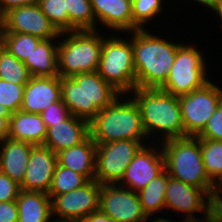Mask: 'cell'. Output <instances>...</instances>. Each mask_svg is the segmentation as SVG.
Here are the masks:
<instances>
[{"instance_id":"cell-24","label":"cell","mask_w":222,"mask_h":222,"mask_svg":"<svg viewBox=\"0 0 222 222\" xmlns=\"http://www.w3.org/2000/svg\"><path fill=\"white\" fill-rule=\"evenodd\" d=\"M55 39H42L30 57H27L23 62L27 66L31 76H59L57 62L58 45H56L58 42L56 43Z\"/></svg>"},{"instance_id":"cell-15","label":"cell","mask_w":222,"mask_h":222,"mask_svg":"<svg viewBox=\"0 0 222 222\" xmlns=\"http://www.w3.org/2000/svg\"><path fill=\"white\" fill-rule=\"evenodd\" d=\"M185 214L183 221H201L196 218V212H203L206 216V192L190 184L174 179L168 175L165 191V209ZM194 212V213H193Z\"/></svg>"},{"instance_id":"cell-28","label":"cell","mask_w":222,"mask_h":222,"mask_svg":"<svg viewBox=\"0 0 222 222\" xmlns=\"http://www.w3.org/2000/svg\"><path fill=\"white\" fill-rule=\"evenodd\" d=\"M31 77L27 66L0 44V79L26 85Z\"/></svg>"},{"instance_id":"cell-25","label":"cell","mask_w":222,"mask_h":222,"mask_svg":"<svg viewBox=\"0 0 222 222\" xmlns=\"http://www.w3.org/2000/svg\"><path fill=\"white\" fill-rule=\"evenodd\" d=\"M167 184L168 173L164 170L138 192L142 210L149 219L151 214L154 216V214H158V212L165 209V191Z\"/></svg>"},{"instance_id":"cell-39","label":"cell","mask_w":222,"mask_h":222,"mask_svg":"<svg viewBox=\"0 0 222 222\" xmlns=\"http://www.w3.org/2000/svg\"><path fill=\"white\" fill-rule=\"evenodd\" d=\"M38 2L39 0H0V14L3 16L13 8L34 5Z\"/></svg>"},{"instance_id":"cell-36","label":"cell","mask_w":222,"mask_h":222,"mask_svg":"<svg viewBox=\"0 0 222 222\" xmlns=\"http://www.w3.org/2000/svg\"><path fill=\"white\" fill-rule=\"evenodd\" d=\"M197 137L200 139L222 141V102Z\"/></svg>"},{"instance_id":"cell-10","label":"cell","mask_w":222,"mask_h":222,"mask_svg":"<svg viewBox=\"0 0 222 222\" xmlns=\"http://www.w3.org/2000/svg\"><path fill=\"white\" fill-rule=\"evenodd\" d=\"M144 145L131 140L97 144L94 179L100 184H118Z\"/></svg>"},{"instance_id":"cell-34","label":"cell","mask_w":222,"mask_h":222,"mask_svg":"<svg viewBox=\"0 0 222 222\" xmlns=\"http://www.w3.org/2000/svg\"><path fill=\"white\" fill-rule=\"evenodd\" d=\"M222 182L214 183V186L206 192V216L205 222H222Z\"/></svg>"},{"instance_id":"cell-17","label":"cell","mask_w":222,"mask_h":222,"mask_svg":"<svg viewBox=\"0 0 222 222\" xmlns=\"http://www.w3.org/2000/svg\"><path fill=\"white\" fill-rule=\"evenodd\" d=\"M62 99L60 76L31 77L24 87L22 111L40 114Z\"/></svg>"},{"instance_id":"cell-20","label":"cell","mask_w":222,"mask_h":222,"mask_svg":"<svg viewBox=\"0 0 222 222\" xmlns=\"http://www.w3.org/2000/svg\"><path fill=\"white\" fill-rule=\"evenodd\" d=\"M97 144L89 135L83 142L57 153L58 164L85 176L88 180L95 178Z\"/></svg>"},{"instance_id":"cell-44","label":"cell","mask_w":222,"mask_h":222,"mask_svg":"<svg viewBox=\"0 0 222 222\" xmlns=\"http://www.w3.org/2000/svg\"><path fill=\"white\" fill-rule=\"evenodd\" d=\"M151 221H152V222H172L170 219H168V217H167V219H166V218H163V217H162V218H161V217H160V218L158 217V218H156L155 220H154V219L152 220V218H151Z\"/></svg>"},{"instance_id":"cell-6","label":"cell","mask_w":222,"mask_h":222,"mask_svg":"<svg viewBox=\"0 0 222 222\" xmlns=\"http://www.w3.org/2000/svg\"><path fill=\"white\" fill-rule=\"evenodd\" d=\"M98 34L97 30L62 32L66 37L57 44L60 77L97 71L104 38Z\"/></svg>"},{"instance_id":"cell-33","label":"cell","mask_w":222,"mask_h":222,"mask_svg":"<svg viewBox=\"0 0 222 222\" xmlns=\"http://www.w3.org/2000/svg\"><path fill=\"white\" fill-rule=\"evenodd\" d=\"M25 85H18L0 79V104L12 113L21 110Z\"/></svg>"},{"instance_id":"cell-21","label":"cell","mask_w":222,"mask_h":222,"mask_svg":"<svg viewBox=\"0 0 222 222\" xmlns=\"http://www.w3.org/2000/svg\"><path fill=\"white\" fill-rule=\"evenodd\" d=\"M0 144V171L21 184L34 144L11 139Z\"/></svg>"},{"instance_id":"cell-47","label":"cell","mask_w":222,"mask_h":222,"mask_svg":"<svg viewBox=\"0 0 222 222\" xmlns=\"http://www.w3.org/2000/svg\"><path fill=\"white\" fill-rule=\"evenodd\" d=\"M182 222H185V221H182ZM187 222H205V220L201 219V221H187Z\"/></svg>"},{"instance_id":"cell-40","label":"cell","mask_w":222,"mask_h":222,"mask_svg":"<svg viewBox=\"0 0 222 222\" xmlns=\"http://www.w3.org/2000/svg\"><path fill=\"white\" fill-rule=\"evenodd\" d=\"M78 222H114L109 216L102 213L100 210L93 212Z\"/></svg>"},{"instance_id":"cell-3","label":"cell","mask_w":222,"mask_h":222,"mask_svg":"<svg viewBox=\"0 0 222 222\" xmlns=\"http://www.w3.org/2000/svg\"><path fill=\"white\" fill-rule=\"evenodd\" d=\"M61 97L70 114L90 122L121 93L97 71L60 77Z\"/></svg>"},{"instance_id":"cell-18","label":"cell","mask_w":222,"mask_h":222,"mask_svg":"<svg viewBox=\"0 0 222 222\" xmlns=\"http://www.w3.org/2000/svg\"><path fill=\"white\" fill-rule=\"evenodd\" d=\"M90 135L89 122L72 114L63 122L47 127L44 146L56 154L83 142Z\"/></svg>"},{"instance_id":"cell-19","label":"cell","mask_w":222,"mask_h":222,"mask_svg":"<svg viewBox=\"0 0 222 222\" xmlns=\"http://www.w3.org/2000/svg\"><path fill=\"white\" fill-rule=\"evenodd\" d=\"M96 21L107 29L130 33L133 31L130 0H90Z\"/></svg>"},{"instance_id":"cell-27","label":"cell","mask_w":222,"mask_h":222,"mask_svg":"<svg viewBox=\"0 0 222 222\" xmlns=\"http://www.w3.org/2000/svg\"><path fill=\"white\" fill-rule=\"evenodd\" d=\"M42 39L27 33L2 32L0 44L18 60L24 62Z\"/></svg>"},{"instance_id":"cell-9","label":"cell","mask_w":222,"mask_h":222,"mask_svg":"<svg viewBox=\"0 0 222 222\" xmlns=\"http://www.w3.org/2000/svg\"><path fill=\"white\" fill-rule=\"evenodd\" d=\"M222 102V89L212 81L179 97L184 137L197 136Z\"/></svg>"},{"instance_id":"cell-26","label":"cell","mask_w":222,"mask_h":222,"mask_svg":"<svg viewBox=\"0 0 222 222\" xmlns=\"http://www.w3.org/2000/svg\"><path fill=\"white\" fill-rule=\"evenodd\" d=\"M69 14V31L97 30L90 0H65Z\"/></svg>"},{"instance_id":"cell-31","label":"cell","mask_w":222,"mask_h":222,"mask_svg":"<svg viewBox=\"0 0 222 222\" xmlns=\"http://www.w3.org/2000/svg\"><path fill=\"white\" fill-rule=\"evenodd\" d=\"M38 4L42 13L60 33L69 31V14L65 0H39Z\"/></svg>"},{"instance_id":"cell-32","label":"cell","mask_w":222,"mask_h":222,"mask_svg":"<svg viewBox=\"0 0 222 222\" xmlns=\"http://www.w3.org/2000/svg\"><path fill=\"white\" fill-rule=\"evenodd\" d=\"M162 2L163 0H134L132 2L133 31L144 29L145 23L147 25L153 17L161 13Z\"/></svg>"},{"instance_id":"cell-35","label":"cell","mask_w":222,"mask_h":222,"mask_svg":"<svg viewBox=\"0 0 222 222\" xmlns=\"http://www.w3.org/2000/svg\"><path fill=\"white\" fill-rule=\"evenodd\" d=\"M46 127L53 126L63 122L71 114L69 109L63 103L62 99L56 103L50 104L40 113Z\"/></svg>"},{"instance_id":"cell-1","label":"cell","mask_w":222,"mask_h":222,"mask_svg":"<svg viewBox=\"0 0 222 222\" xmlns=\"http://www.w3.org/2000/svg\"><path fill=\"white\" fill-rule=\"evenodd\" d=\"M132 32L136 87L160 88L168 79L177 49L182 44L152 35L145 28Z\"/></svg>"},{"instance_id":"cell-5","label":"cell","mask_w":222,"mask_h":222,"mask_svg":"<svg viewBox=\"0 0 222 222\" xmlns=\"http://www.w3.org/2000/svg\"><path fill=\"white\" fill-rule=\"evenodd\" d=\"M163 142V143H162ZM160 142L165 170L174 179L207 192L214 183L206 174L202 161L200 138L186 136Z\"/></svg>"},{"instance_id":"cell-13","label":"cell","mask_w":222,"mask_h":222,"mask_svg":"<svg viewBox=\"0 0 222 222\" xmlns=\"http://www.w3.org/2000/svg\"><path fill=\"white\" fill-rule=\"evenodd\" d=\"M2 32L27 33L41 39L64 37L42 13L39 4L16 7L5 13Z\"/></svg>"},{"instance_id":"cell-38","label":"cell","mask_w":222,"mask_h":222,"mask_svg":"<svg viewBox=\"0 0 222 222\" xmlns=\"http://www.w3.org/2000/svg\"><path fill=\"white\" fill-rule=\"evenodd\" d=\"M18 206L15 201L0 202V222H18Z\"/></svg>"},{"instance_id":"cell-46","label":"cell","mask_w":222,"mask_h":222,"mask_svg":"<svg viewBox=\"0 0 222 222\" xmlns=\"http://www.w3.org/2000/svg\"><path fill=\"white\" fill-rule=\"evenodd\" d=\"M2 15L0 14V37H1V33H2Z\"/></svg>"},{"instance_id":"cell-37","label":"cell","mask_w":222,"mask_h":222,"mask_svg":"<svg viewBox=\"0 0 222 222\" xmlns=\"http://www.w3.org/2000/svg\"><path fill=\"white\" fill-rule=\"evenodd\" d=\"M20 190V184L0 171V202L15 201Z\"/></svg>"},{"instance_id":"cell-42","label":"cell","mask_w":222,"mask_h":222,"mask_svg":"<svg viewBox=\"0 0 222 222\" xmlns=\"http://www.w3.org/2000/svg\"><path fill=\"white\" fill-rule=\"evenodd\" d=\"M191 1V0H190ZM196 3H201L203 6L212 9L213 11L222 4V0H193Z\"/></svg>"},{"instance_id":"cell-11","label":"cell","mask_w":222,"mask_h":222,"mask_svg":"<svg viewBox=\"0 0 222 222\" xmlns=\"http://www.w3.org/2000/svg\"><path fill=\"white\" fill-rule=\"evenodd\" d=\"M101 184L95 179L66 194L49 195L52 215L55 221L78 222L85 216L99 210Z\"/></svg>"},{"instance_id":"cell-16","label":"cell","mask_w":222,"mask_h":222,"mask_svg":"<svg viewBox=\"0 0 222 222\" xmlns=\"http://www.w3.org/2000/svg\"><path fill=\"white\" fill-rule=\"evenodd\" d=\"M57 164L55 152L44 145H34L20 189L48 193Z\"/></svg>"},{"instance_id":"cell-23","label":"cell","mask_w":222,"mask_h":222,"mask_svg":"<svg viewBox=\"0 0 222 222\" xmlns=\"http://www.w3.org/2000/svg\"><path fill=\"white\" fill-rule=\"evenodd\" d=\"M18 222H51L52 206L48 193L20 190L16 199Z\"/></svg>"},{"instance_id":"cell-30","label":"cell","mask_w":222,"mask_h":222,"mask_svg":"<svg viewBox=\"0 0 222 222\" xmlns=\"http://www.w3.org/2000/svg\"><path fill=\"white\" fill-rule=\"evenodd\" d=\"M89 180L78 172L57 164L48 195L66 194L82 187Z\"/></svg>"},{"instance_id":"cell-45","label":"cell","mask_w":222,"mask_h":222,"mask_svg":"<svg viewBox=\"0 0 222 222\" xmlns=\"http://www.w3.org/2000/svg\"><path fill=\"white\" fill-rule=\"evenodd\" d=\"M213 12H216V14L219 16V18L222 20V4L218 6Z\"/></svg>"},{"instance_id":"cell-43","label":"cell","mask_w":222,"mask_h":222,"mask_svg":"<svg viewBox=\"0 0 222 222\" xmlns=\"http://www.w3.org/2000/svg\"><path fill=\"white\" fill-rule=\"evenodd\" d=\"M12 114L13 113L8 108L0 104V117L1 118H10Z\"/></svg>"},{"instance_id":"cell-8","label":"cell","mask_w":222,"mask_h":222,"mask_svg":"<svg viewBox=\"0 0 222 222\" xmlns=\"http://www.w3.org/2000/svg\"><path fill=\"white\" fill-rule=\"evenodd\" d=\"M194 45L182 44L177 49L169 77L160 87L161 90L180 97L203 87L210 80L207 74L206 60Z\"/></svg>"},{"instance_id":"cell-22","label":"cell","mask_w":222,"mask_h":222,"mask_svg":"<svg viewBox=\"0 0 222 222\" xmlns=\"http://www.w3.org/2000/svg\"><path fill=\"white\" fill-rule=\"evenodd\" d=\"M46 135L47 127L40 114L18 110L10 117L8 139L43 145Z\"/></svg>"},{"instance_id":"cell-41","label":"cell","mask_w":222,"mask_h":222,"mask_svg":"<svg viewBox=\"0 0 222 222\" xmlns=\"http://www.w3.org/2000/svg\"><path fill=\"white\" fill-rule=\"evenodd\" d=\"M10 118L0 117V143L8 139Z\"/></svg>"},{"instance_id":"cell-7","label":"cell","mask_w":222,"mask_h":222,"mask_svg":"<svg viewBox=\"0 0 222 222\" xmlns=\"http://www.w3.org/2000/svg\"><path fill=\"white\" fill-rule=\"evenodd\" d=\"M129 39L124 40L114 35L103 38L97 69L106 82L124 95L130 94L136 87L132 39Z\"/></svg>"},{"instance_id":"cell-4","label":"cell","mask_w":222,"mask_h":222,"mask_svg":"<svg viewBox=\"0 0 222 222\" xmlns=\"http://www.w3.org/2000/svg\"><path fill=\"white\" fill-rule=\"evenodd\" d=\"M120 96L89 122L90 136L96 144L147 139L138 105L133 98L121 100Z\"/></svg>"},{"instance_id":"cell-14","label":"cell","mask_w":222,"mask_h":222,"mask_svg":"<svg viewBox=\"0 0 222 222\" xmlns=\"http://www.w3.org/2000/svg\"><path fill=\"white\" fill-rule=\"evenodd\" d=\"M156 145H144L126 168L125 174L118 183L131 191L139 192L148 183L165 170V159L162 149H155Z\"/></svg>"},{"instance_id":"cell-2","label":"cell","mask_w":222,"mask_h":222,"mask_svg":"<svg viewBox=\"0 0 222 222\" xmlns=\"http://www.w3.org/2000/svg\"><path fill=\"white\" fill-rule=\"evenodd\" d=\"M131 92L133 93L132 98L139 107L147 137L152 133L156 135L157 132L160 133L157 139L159 141L160 136L161 141L184 137L179 97L160 88L135 87Z\"/></svg>"},{"instance_id":"cell-29","label":"cell","mask_w":222,"mask_h":222,"mask_svg":"<svg viewBox=\"0 0 222 222\" xmlns=\"http://www.w3.org/2000/svg\"><path fill=\"white\" fill-rule=\"evenodd\" d=\"M202 161L213 183L222 182V141L200 139Z\"/></svg>"},{"instance_id":"cell-12","label":"cell","mask_w":222,"mask_h":222,"mask_svg":"<svg viewBox=\"0 0 222 222\" xmlns=\"http://www.w3.org/2000/svg\"><path fill=\"white\" fill-rule=\"evenodd\" d=\"M99 210L114 222H148L138 192L119 184H101Z\"/></svg>"}]
</instances>
